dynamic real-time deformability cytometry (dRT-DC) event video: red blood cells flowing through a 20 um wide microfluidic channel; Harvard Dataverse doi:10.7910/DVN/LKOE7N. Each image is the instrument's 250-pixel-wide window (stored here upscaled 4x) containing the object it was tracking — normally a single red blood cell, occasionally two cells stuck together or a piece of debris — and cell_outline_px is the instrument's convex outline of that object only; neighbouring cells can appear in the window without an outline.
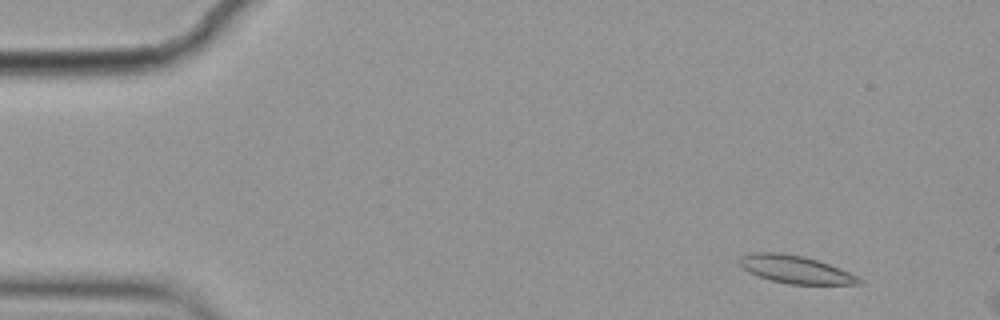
{"species": "common noctule bat (a hibernating species)", "species_latin": "Nyctalus noctula", "temperature_condition": "cold", "stored_images_in_passage": 2, "camera_frame_rate_fps": 3000, "um_per_image_px": 0.085, "animal": {"sex": "female", "body_mass_g": 19.9}, "frame": {"image": 1, "passage_image": 1, "time_ms": 0.0, "image_size_px": [1000, 320], "cell_outline_px": [[864, 280], [860, 284], [788, 284], [772, 280], [760, 276], [744, 268], [740, 264], [740, 256], [752, 252], [780, 252], [804, 256], [840, 268]], "centroid_in_image_um": [67.63, 22.89], "position_along_channel_um": 17.4, "area_um2": 19.02}}